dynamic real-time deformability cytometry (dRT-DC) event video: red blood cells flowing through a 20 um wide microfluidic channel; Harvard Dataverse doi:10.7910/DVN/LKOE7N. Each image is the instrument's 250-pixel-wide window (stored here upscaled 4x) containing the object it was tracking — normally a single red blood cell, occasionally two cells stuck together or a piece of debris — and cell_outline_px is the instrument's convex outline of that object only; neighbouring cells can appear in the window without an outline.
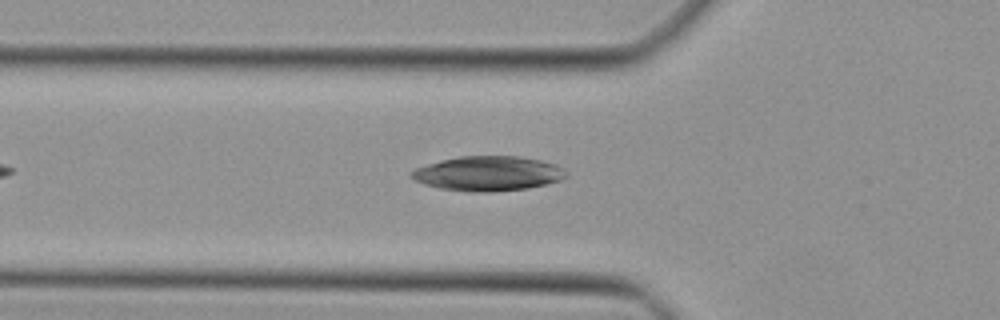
{"species": "Egyptian fruit bat (a non-hibernating species)", "species_latin": "Rousettus aegyptiacus", "temperature_condition": "cold", "stored_images_in_passage": 33, "camera_frame_rate_fps": 3000, "um_per_image_px": 0.085, "animal": {"sex": "female"}, "frame": {"image": 1, "passage_image": 5, "time_ms": 1.333, "image_size_px": [1000, 320], "cell_outline_px": [[568, 176], [560, 180], [548, 184], [528, 188], [488, 192], [468, 192], [440, 188], [424, 184], [408, 176], [408, 172], [416, 168], [428, 164], [460, 156], [520, 156], [540, 160], [556, 164], [564, 168], [568, 172]], "centroid_in_image_um": [41.52, 14.75], "position_along_channel_um": 84.3, "area_um2": 31.44}}
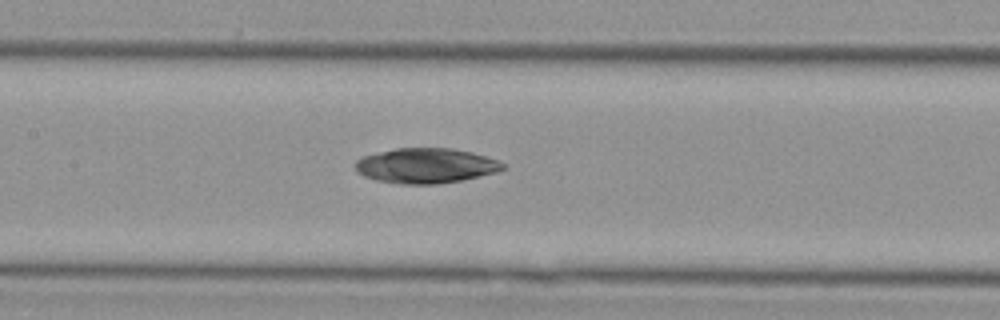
{"frame": {"image": 2, "passage_image": 11, "time_ms": 3.333, "image_size_px": [1000, 320], "cell_outline_px": [[504, 168], [496, 172], [464, 180], [436, 184], [400, 184], [376, 180], [364, 176], [356, 172], [352, 164], [360, 156], [396, 148], [452, 148], [472, 152], [500, 160], [504, 164]], "centroid_in_image_um": [36.16, 14.08], "position_along_channel_um": 171.2, "area_um2": 30.52}}
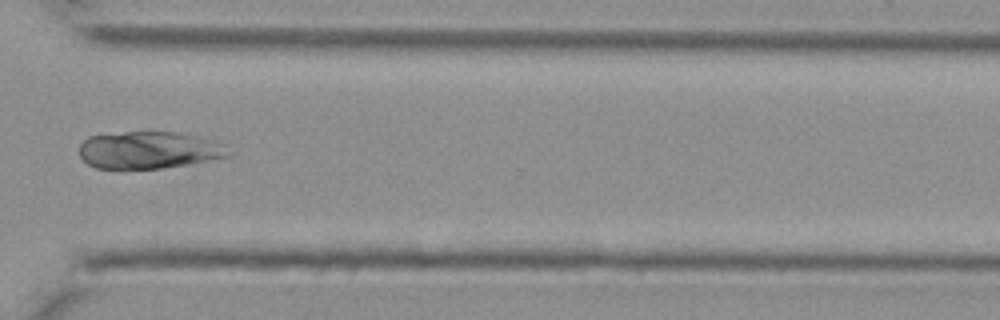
{"frame": {"image": 3, "passage_image": 24, "time_ms": 7.667, "image_size_px": [1000, 320], "cell_outline_px": [[228, 156], [188, 164], [160, 168], [96, 168], [88, 164], [80, 156], [80, 144], [88, 136], [124, 132], [176, 132], [204, 136], [216, 140], [224, 144]], "centroid_in_image_um": [12.66, 12.74], "position_along_channel_um": 357.9, "area_um2": 32.19}}